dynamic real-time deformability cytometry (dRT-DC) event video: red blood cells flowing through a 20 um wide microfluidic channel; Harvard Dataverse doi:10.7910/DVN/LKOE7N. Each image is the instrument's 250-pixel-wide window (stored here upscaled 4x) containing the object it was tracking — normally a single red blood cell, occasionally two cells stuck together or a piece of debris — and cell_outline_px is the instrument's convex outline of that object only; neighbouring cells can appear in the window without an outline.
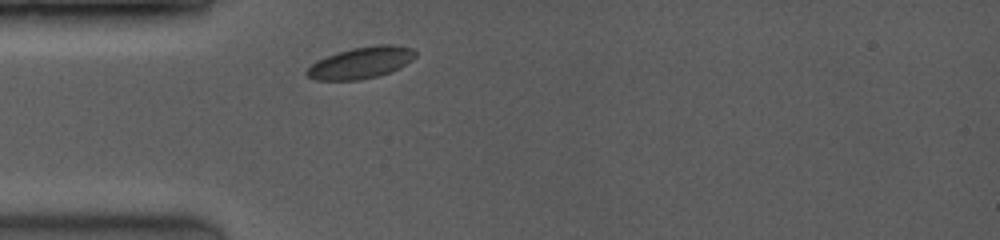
{"species": "common noctule bat (a hibernating species)", "species_latin": "Nyctalus noctula", "temperature_condition": "room temperature", "stored_images_in_passage": 8, "camera_frame_rate_fps": 3500, "um_per_image_px": 0.085, "animal": {"sex": "female", "body_mass_g": 19.0, "forearm_length_mm": 53.3}, "frame": {"image": 1, "passage_image": 1, "time_ms": 0.0, "image_size_px": [1000, 240], "cell_outline_px": [[416, 56], [412, 60], [388, 72], [376, 76], [360, 80], [316, 80], [308, 76], [304, 72], [316, 60], [352, 48], [372, 44], [392, 44], [412, 48], [416, 52]], "centroid_in_image_um": [30.67, 5.32], "position_along_channel_um": 54.3, "area_um2": 19.77}}
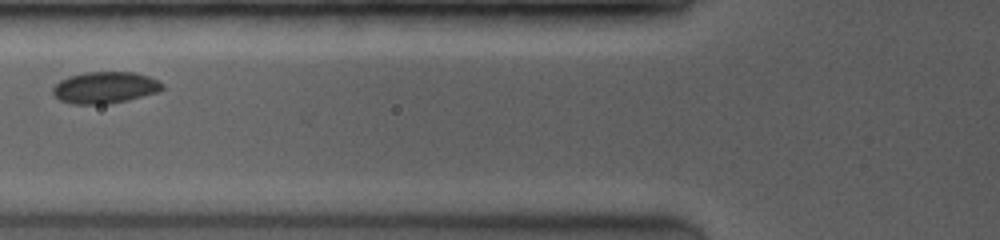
{"frame": {"image": 2, "passage_image": 4, "time_ms": 1.714, "image_size_px": [1000, 240], "cell_outline_px": [[164, 88], [156, 92], [128, 100], [108, 104], [72, 104], [60, 100], [52, 92], [52, 88], [60, 80], [68, 76], [84, 72], [132, 72], [148, 76], [164, 84]], "centroid_in_image_um": [8.9, 7.44], "position_along_channel_um": 116.9, "area_um2": 20.11}}
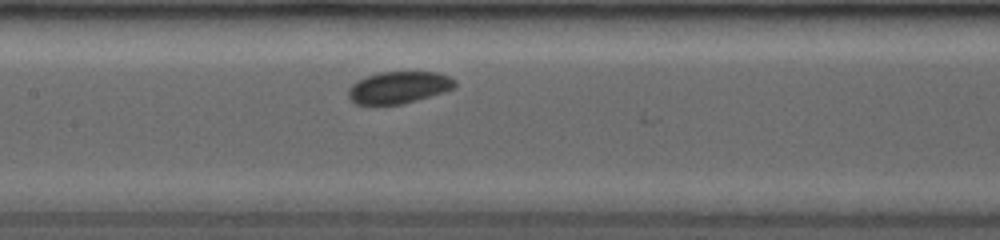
{"frame": {"image": 3, "passage_image": 7, "time_ms": 3.143, "image_size_px": [1000, 240], "cell_outline_px": [[456, 88], [444, 92], [416, 100], [400, 104], [356, 104], [348, 96], [348, 88], [356, 80], [380, 72], [436, 72], [448, 76], [456, 80]], "centroid_in_image_um": [33.91, 7.42], "position_along_channel_um": 173.5, "area_um2": 19.77}}